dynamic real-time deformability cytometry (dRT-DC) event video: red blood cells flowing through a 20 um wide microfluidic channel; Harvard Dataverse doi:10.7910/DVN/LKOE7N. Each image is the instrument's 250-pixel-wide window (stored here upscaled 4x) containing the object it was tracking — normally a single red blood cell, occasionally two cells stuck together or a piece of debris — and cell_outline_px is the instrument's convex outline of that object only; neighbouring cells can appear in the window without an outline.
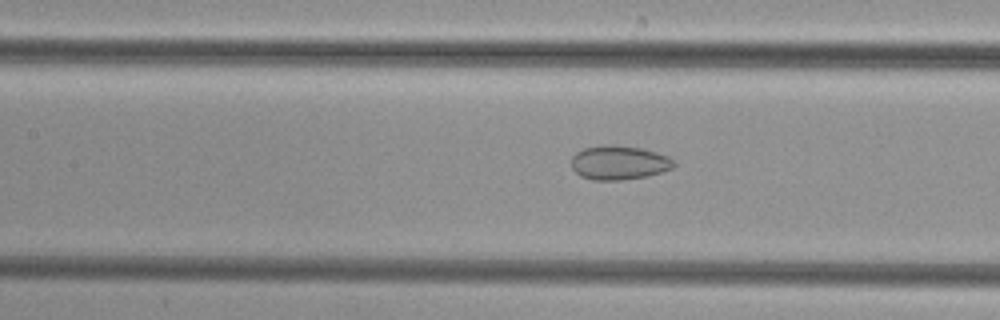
{"species": "common noctule bat (a hibernating species)", "species_latin": "Nyctalus noctula", "temperature_condition": "cold", "stored_images_in_passage": 33, "camera_frame_rate_fps": 3000, "um_per_image_px": 0.085, "animal": {"sex": "female", "body_mass_g": 29.2, "forearm_length_mm": 56.3}, "frame": {"image": 1, "passage_image": 7, "time_ms": 2.0, "image_size_px": [1000, 320], "cell_outline_px": [[676, 164], [672, 168], [648, 176], [620, 180], [592, 180], [580, 176], [572, 168], [572, 156], [576, 152], [584, 148], [604, 144], [612, 144], [640, 148], [656, 152], [668, 156]], "centroid_in_image_um": [52.59, 13.82], "position_along_channel_um": 154.8, "area_um2": 20.4}}
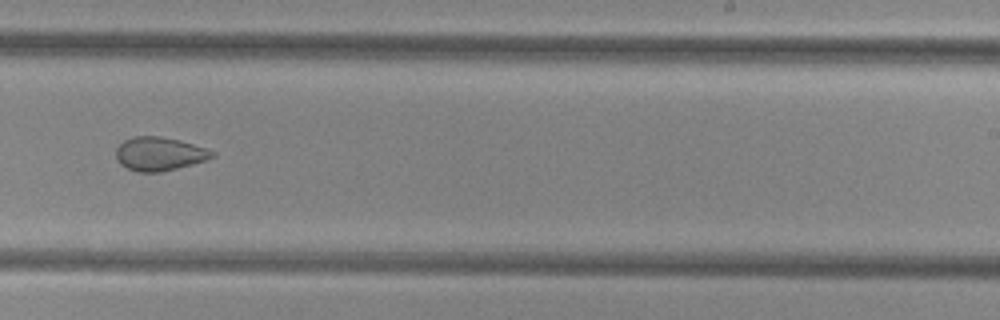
{"frame": {"image": 2, "passage_image": 16, "time_ms": 5.0, "image_size_px": [1000, 320], "cell_outline_px": [[216, 156], [192, 164], [160, 172], [140, 172], [128, 168], [120, 164], [116, 160], [116, 148], [124, 140], [132, 136], [160, 136], [180, 140], [216, 152]], "centroid_in_image_um": [13.52, 13.07], "position_along_channel_um": 275.5, "area_um2": 18.73}}
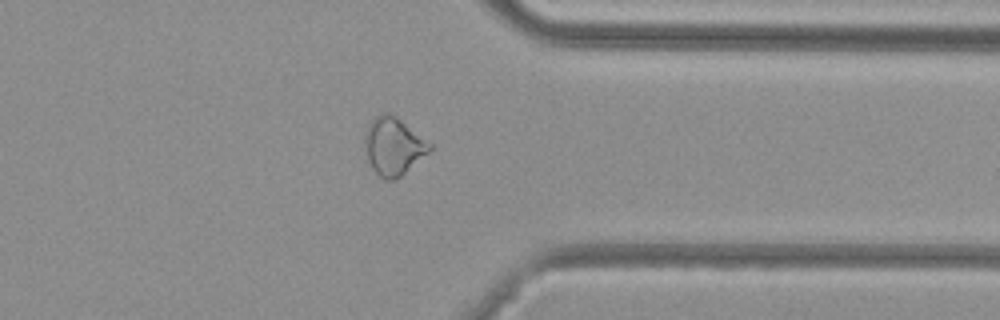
{"frame": {"image": 3, "passage_image": 24, "time_ms": 7.667, "image_size_px": [1000, 320], "cell_outline_px": [[432, 148], [428, 152], [400, 176], [392, 180], [384, 180], [372, 168], [364, 148], [364, 136], [368, 124], [376, 116], [384, 112], [388, 112], [396, 116], [432, 144]], "centroid_in_image_um": [33.41, 12.41], "position_along_channel_um": 378.0, "area_um2": 21.5}}